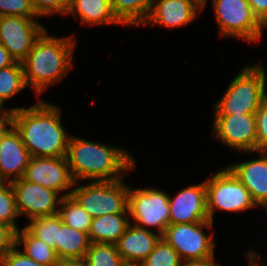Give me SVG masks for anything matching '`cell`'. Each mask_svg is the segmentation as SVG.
I'll list each match as a JSON object with an SVG mask.
<instances>
[{"instance_id":"40","label":"cell","mask_w":267,"mask_h":266,"mask_svg":"<svg viewBox=\"0 0 267 266\" xmlns=\"http://www.w3.org/2000/svg\"><path fill=\"white\" fill-rule=\"evenodd\" d=\"M58 266H88L86 262L81 260H63L59 262Z\"/></svg>"},{"instance_id":"27","label":"cell","mask_w":267,"mask_h":266,"mask_svg":"<svg viewBox=\"0 0 267 266\" xmlns=\"http://www.w3.org/2000/svg\"><path fill=\"white\" fill-rule=\"evenodd\" d=\"M88 266H125L116 244L91 243L83 259Z\"/></svg>"},{"instance_id":"31","label":"cell","mask_w":267,"mask_h":266,"mask_svg":"<svg viewBox=\"0 0 267 266\" xmlns=\"http://www.w3.org/2000/svg\"><path fill=\"white\" fill-rule=\"evenodd\" d=\"M39 17L52 16L55 13L67 16L71 0H30Z\"/></svg>"},{"instance_id":"9","label":"cell","mask_w":267,"mask_h":266,"mask_svg":"<svg viewBox=\"0 0 267 266\" xmlns=\"http://www.w3.org/2000/svg\"><path fill=\"white\" fill-rule=\"evenodd\" d=\"M128 212L135 221L133 225L147 230L156 228L162 235L169 225V195L158 188L132 189L129 186Z\"/></svg>"},{"instance_id":"2","label":"cell","mask_w":267,"mask_h":266,"mask_svg":"<svg viewBox=\"0 0 267 266\" xmlns=\"http://www.w3.org/2000/svg\"><path fill=\"white\" fill-rule=\"evenodd\" d=\"M70 136L66 158L75 182L118 181L135 169V159L125 149ZM123 172V173H122Z\"/></svg>"},{"instance_id":"33","label":"cell","mask_w":267,"mask_h":266,"mask_svg":"<svg viewBox=\"0 0 267 266\" xmlns=\"http://www.w3.org/2000/svg\"><path fill=\"white\" fill-rule=\"evenodd\" d=\"M15 245L1 260L0 266H45L37 263Z\"/></svg>"},{"instance_id":"38","label":"cell","mask_w":267,"mask_h":266,"mask_svg":"<svg viewBox=\"0 0 267 266\" xmlns=\"http://www.w3.org/2000/svg\"><path fill=\"white\" fill-rule=\"evenodd\" d=\"M246 254H247L246 256L249 260L248 266H265V265H262V263H264V262L260 261L261 259H259V254L256 253V251L248 250V252Z\"/></svg>"},{"instance_id":"10","label":"cell","mask_w":267,"mask_h":266,"mask_svg":"<svg viewBox=\"0 0 267 266\" xmlns=\"http://www.w3.org/2000/svg\"><path fill=\"white\" fill-rule=\"evenodd\" d=\"M11 184L18 213L20 216L27 215L29 220L57 215L61 199L71 195V191L60 195L57 191L28 182L23 178L14 180Z\"/></svg>"},{"instance_id":"13","label":"cell","mask_w":267,"mask_h":266,"mask_svg":"<svg viewBox=\"0 0 267 266\" xmlns=\"http://www.w3.org/2000/svg\"><path fill=\"white\" fill-rule=\"evenodd\" d=\"M22 178L58 193L78 185L72 177L66 156L31 157Z\"/></svg>"},{"instance_id":"1","label":"cell","mask_w":267,"mask_h":266,"mask_svg":"<svg viewBox=\"0 0 267 266\" xmlns=\"http://www.w3.org/2000/svg\"><path fill=\"white\" fill-rule=\"evenodd\" d=\"M43 101L28 108H9L12 124L31 157L66 156L71 135L61 123V109Z\"/></svg>"},{"instance_id":"8","label":"cell","mask_w":267,"mask_h":266,"mask_svg":"<svg viewBox=\"0 0 267 266\" xmlns=\"http://www.w3.org/2000/svg\"><path fill=\"white\" fill-rule=\"evenodd\" d=\"M213 224L210 220L169 224L161 238L175 249L182 261L214 258V231L210 236L204 232V228H212Z\"/></svg>"},{"instance_id":"29","label":"cell","mask_w":267,"mask_h":266,"mask_svg":"<svg viewBox=\"0 0 267 266\" xmlns=\"http://www.w3.org/2000/svg\"><path fill=\"white\" fill-rule=\"evenodd\" d=\"M181 258L163 238L155 245L153 251L141 262L140 266H180Z\"/></svg>"},{"instance_id":"36","label":"cell","mask_w":267,"mask_h":266,"mask_svg":"<svg viewBox=\"0 0 267 266\" xmlns=\"http://www.w3.org/2000/svg\"><path fill=\"white\" fill-rule=\"evenodd\" d=\"M214 260L215 258L205 260H186L182 261L180 266H219Z\"/></svg>"},{"instance_id":"5","label":"cell","mask_w":267,"mask_h":266,"mask_svg":"<svg viewBox=\"0 0 267 266\" xmlns=\"http://www.w3.org/2000/svg\"><path fill=\"white\" fill-rule=\"evenodd\" d=\"M129 186L122 180L91 181L76 186L71 196L92 218L106 214L128 212Z\"/></svg>"},{"instance_id":"14","label":"cell","mask_w":267,"mask_h":266,"mask_svg":"<svg viewBox=\"0 0 267 266\" xmlns=\"http://www.w3.org/2000/svg\"><path fill=\"white\" fill-rule=\"evenodd\" d=\"M169 224L198 223L209 220L205 181L169 196Z\"/></svg>"},{"instance_id":"24","label":"cell","mask_w":267,"mask_h":266,"mask_svg":"<svg viewBox=\"0 0 267 266\" xmlns=\"http://www.w3.org/2000/svg\"><path fill=\"white\" fill-rule=\"evenodd\" d=\"M26 87L28 86L21 62L0 69V100L3 104Z\"/></svg>"},{"instance_id":"37","label":"cell","mask_w":267,"mask_h":266,"mask_svg":"<svg viewBox=\"0 0 267 266\" xmlns=\"http://www.w3.org/2000/svg\"><path fill=\"white\" fill-rule=\"evenodd\" d=\"M15 60L10 56L9 52L0 43V69L10 66Z\"/></svg>"},{"instance_id":"39","label":"cell","mask_w":267,"mask_h":266,"mask_svg":"<svg viewBox=\"0 0 267 266\" xmlns=\"http://www.w3.org/2000/svg\"><path fill=\"white\" fill-rule=\"evenodd\" d=\"M12 125V116H0V138Z\"/></svg>"},{"instance_id":"21","label":"cell","mask_w":267,"mask_h":266,"mask_svg":"<svg viewBox=\"0 0 267 266\" xmlns=\"http://www.w3.org/2000/svg\"><path fill=\"white\" fill-rule=\"evenodd\" d=\"M91 241L88 233L68 227L62 222L58 229L56 255L59 261L84 259Z\"/></svg>"},{"instance_id":"41","label":"cell","mask_w":267,"mask_h":266,"mask_svg":"<svg viewBox=\"0 0 267 266\" xmlns=\"http://www.w3.org/2000/svg\"><path fill=\"white\" fill-rule=\"evenodd\" d=\"M0 116H12V111L10 109H4V104L0 100Z\"/></svg>"},{"instance_id":"15","label":"cell","mask_w":267,"mask_h":266,"mask_svg":"<svg viewBox=\"0 0 267 266\" xmlns=\"http://www.w3.org/2000/svg\"><path fill=\"white\" fill-rule=\"evenodd\" d=\"M31 155L12 124L0 138V176L5 182L21 179Z\"/></svg>"},{"instance_id":"42","label":"cell","mask_w":267,"mask_h":266,"mask_svg":"<svg viewBox=\"0 0 267 266\" xmlns=\"http://www.w3.org/2000/svg\"><path fill=\"white\" fill-rule=\"evenodd\" d=\"M193 1L196 5H198L201 9H204L205 6L207 5L206 3L209 1V0H191Z\"/></svg>"},{"instance_id":"4","label":"cell","mask_w":267,"mask_h":266,"mask_svg":"<svg viewBox=\"0 0 267 266\" xmlns=\"http://www.w3.org/2000/svg\"><path fill=\"white\" fill-rule=\"evenodd\" d=\"M260 63L245 66L214 105L215 115L255 113L267 95V75Z\"/></svg>"},{"instance_id":"20","label":"cell","mask_w":267,"mask_h":266,"mask_svg":"<svg viewBox=\"0 0 267 266\" xmlns=\"http://www.w3.org/2000/svg\"><path fill=\"white\" fill-rule=\"evenodd\" d=\"M69 14L76 18L79 14L82 25L121 24L113 14L110 0H71Z\"/></svg>"},{"instance_id":"32","label":"cell","mask_w":267,"mask_h":266,"mask_svg":"<svg viewBox=\"0 0 267 266\" xmlns=\"http://www.w3.org/2000/svg\"><path fill=\"white\" fill-rule=\"evenodd\" d=\"M257 131V152H267V95L255 112Z\"/></svg>"},{"instance_id":"3","label":"cell","mask_w":267,"mask_h":266,"mask_svg":"<svg viewBox=\"0 0 267 266\" xmlns=\"http://www.w3.org/2000/svg\"><path fill=\"white\" fill-rule=\"evenodd\" d=\"M75 45L73 36H51L47 29L35 41L22 64L26 84L32 86L36 96L68 74Z\"/></svg>"},{"instance_id":"6","label":"cell","mask_w":267,"mask_h":266,"mask_svg":"<svg viewBox=\"0 0 267 266\" xmlns=\"http://www.w3.org/2000/svg\"><path fill=\"white\" fill-rule=\"evenodd\" d=\"M207 213L214 223L216 210L242 212L257 207L250 193L228 168H222L205 180Z\"/></svg>"},{"instance_id":"22","label":"cell","mask_w":267,"mask_h":266,"mask_svg":"<svg viewBox=\"0 0 267 266\" xmlns=\"http://www.w3.org/2000/svg\"><path fill=\"white\" fill-rule=\"evenodd\" d=\"M17 247L23 245V253L45 266H58L59 259L55 250L45 242L34 236L26 227L16 232Z\"/></svg>"},{"instance_id":"43","label":"cell","mask_w":267,"mask_h":266,"mask_svg":"<svg viewBox=\"0 0 267 266\" xmlns=\"http://www.w3.org/2000/svg\"><path fill=\"white\" fill-rule=\"evenodd\" d=\"M125 266H140L139 264H126Z\"/></svg>"},{"instance_id":"35","label":"cell","mask_w":267,"mask_h":266,"mask_svg":"<svg viewBox=\"0 0 267 266\" xmlns=\"http://www.w3.org/2000/svg\"><path fill=\"white\" fill-rule=\"evenodd\" d=\"M258 20L267 27V0H247Z\"/></svg>"},{"instance_id":"23","label":"cell","mask_w":267,"mask_h":266,"mask_svg":"<svg viewBox=\"0 0 267 266\" xmlns=\"http://www.w3.org/2000/svg\"><path fill=\"white\" fill-rule=\"evenodd\" d=\"M113 14L126 26L143 25L150 12L153 0H110Z\"/></svg>"},{"instance_id":"16","label":"cell","mask_w":267,"mask_h":266,"mask_svg":"<svg viewBox=\"0 0 267 266\" xmlns=\"http://www.w3.org/2000/svg\"><path fill=\"white\" fill-rule=\"evenodd\" d=\"M201 8L191 0H153L142 26L160 25L176 28L188 25L199 16Z\"/></svg>"},{"instance_id":"30","label":"cell","mask_w":267,"mask_h":266,"mask_svg":"<svg viewBox=\"0 0 267 266\" xmlns=\"http://www.w3.org/2000/svg\"><path fill=\"white\" fill-rule=\"evenodd\" d=\"M1 16L39 18L30 0H0V17Z\"/></svg>"},{"instance_id":"28","label":"cell","mask_w":267,"mask_h":266,"mask_svg":"<svg viewBox=\"0 0 267 266\" xmlns=\"http://www.w3.org/2000/svg\"><path fill=\"white\" fill-rule=\"evenodd\" d=\"M20 217L15 194L11 182L0 184V223L11 226L16 232L19 230L15 218Z\"/></svg>"},{"instance_id":"7","label":"cell","mask_w":267,"mask_h":266,"mask_svg":"<svg viewBox=\"0 0 267 266\" xmlns=\"http://www.w3.org/2000/svg\"><path fill=\"white\" fill-rule=\"evenodd\" d=\"M212 3L220 37H237L250 43L261 38L265 26L247 0H213Z\"/></svg>"},{"instance_id":"34","label":"cell","mask_w":267,"mask_h":266,"mask_svg":"<svg viewBox=\"0 0 267 266\" xmlns=\"http://www.w3.org/2000/svg\"><path fill=\"white\" fill-rule=\"evenodd\" d=\"M16 231L5 223H0V260L15 246Z\"/></svg>"},{"instance_id":"11","label":"cell","mask_w":267,"mask_h":266,"mask_svg":"<svg viewBox=\"0 0 267 266\" xmlns=\"http://www.w3.org/2000/svg\"><path fill=\"white\" fill-rule=\"evenodd\" d=\"M36 18L22 16L0 17V43L15 62H23L35 41L45 31Z\"/></svg>"},{"instance_id":"18","label":"cell","mask_w":267,"mask_h":266,"mask_svg":"<svg viewBox=\"0 0 267 266\" xmlns=\"http://www.w3.org/2000/svg\"><path fill=\"white\" fill-rule=\"evenodd\" d=\"M139 228L132 223L116 243L117 251L125 264H140L153 251L161 235Z\"/></svg>"},{"instance_id":"44","label":"cell","mask_w":267,"mask_h":266,"mask_svg":"<svg viewBox=\"0 0 267 266\" xmlns=\"http://www.w3.org/2000/svg\"><path fill=\"white\" fill-rule=\"evenodd\" d=\"M5 181L2 179V177L0 176V184L4 183Z\"/></svg>"},{"instance_id":"25","label":"cell","mask_w":267,"mask_h":266,"mask_svg":"<svg viewBox=\"0 0 267 266\" xmlns=\"http://www.w3.org/2000/svg\"><path fill=\"white\" fill-rule=\"evenodd\" d=\"M58 215L68 227L88 233L92 217L70 195L61 199Z\"/></svg>"},{"instance_id":"17","label":"cell","mask_w":267,"mask_h":266,"mask_svg":"<svg viewBox=\"0 0 267 266\" xmlns=\"http://www.w3.org/2000/svg\"><path fill=\"white\" fill-rule=\"evenodd\" d=\"M257 159L238 162L227 167L245 186L254 203L267 211V152H255Z\"/></svg>"},{"instance_id":"19","label":"cell","mask_w":267,"mask_h":266,"mask_svg":"<svg viewBox=\"0 0 267 266\" xmlns=\"http://www.w3.org/2000/svg\"><path fill=\"white\" fill-rule=\"evenodd\" d=\"M128 214L123 212L92 218L88 232L91 243L116 244L132 223Z\"/></svg>"},{"instance_id":"12","label":"cell","mask_w":267,"mask_h":266,"mask_svg":"<svg viewBox=\"0 0 267 266\" xmlns=\"http://www.w3.org/2000/svg\"><path fill=\"white\" fill-rule=\"evenodd\" d=\"M213 134L225 146L250 153L257 152L255 113L214 115Z\"/></svg>"},{"instance_id":"26","label":"cell","mask_w":267,"mask_h":266,"mask_svg":"<svg viewBox=\"0 0 267 266\" xmlns=\"http://www.w3.org/2000/svg\"><path fill=\"white\" fill-rule=\"evenodd\" d=\"M62 226L60 216L38 217L29 220L25 226L34 236L52 247L56 252V244L58 243V229Z\"/></svg>"}]
</instances>
